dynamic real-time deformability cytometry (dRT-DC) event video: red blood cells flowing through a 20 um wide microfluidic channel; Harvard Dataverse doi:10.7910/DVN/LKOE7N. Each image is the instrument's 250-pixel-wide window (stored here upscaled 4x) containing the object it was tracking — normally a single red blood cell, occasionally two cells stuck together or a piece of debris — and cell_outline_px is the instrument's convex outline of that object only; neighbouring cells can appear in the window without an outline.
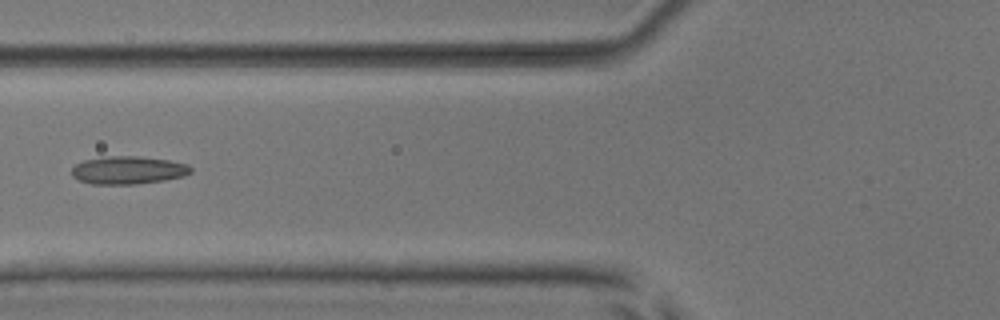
{"species": "common noctule bat (a hibernating species)", "species_latin": "Nyctalus noctula", "temperature_condition": "room temperature", "stored_images_in_passage": 7, "camera_frame_rate_fps": 3000, "um_per_image_px": 0.085, "animal": {"sex": "male", "body_mass_g": 17.9, "forearm_length_mm": 54.2}, "frame": {"image": 1, "passage_image": 6, "time_ms": 6.0, "image_size_px": [1000, 320], "cell_outline_px": [[192, 172], [184, 176], [164, 180], [136, 184], [92, 184], [80, 180], [72, 176], [72, 168], [76, 164], [84, 160], [104, 156], [140, 156], [168, 160], [188, 164], [192, 168]], "centroid_in_image_um": [10.9, 14.46], "position_along_channel_um": 114.9, "area_um2": 19.42}}
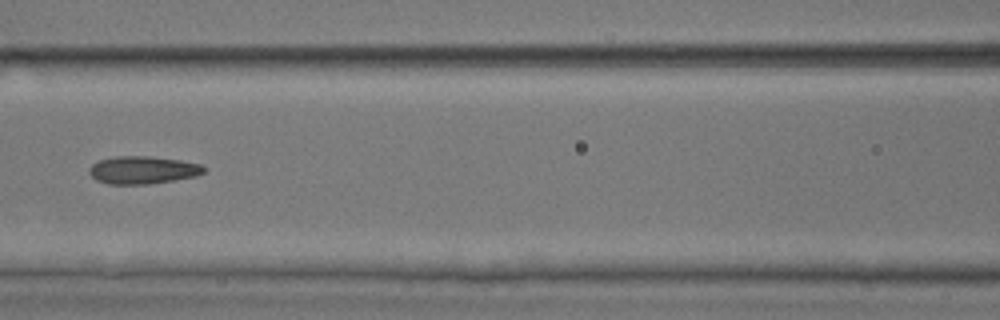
{"frame": {"image": 2, "passage_image": 7, "time_ms": 7.0, "image_size_px": [1000, 320], "cell_outline_px": [[208, 168], [204, 172], [196, 176], [148, 184], [108, 184], [96, 180], [88, 172], [88, 168], [92, 164], [100, 160], [116, 156], [148, 156], [180, 160], [200, 164]], "centroid_in_image_um": [12.13, 14.45], "position_along_channel_um": 154.5, "area_um2": 18.5}}